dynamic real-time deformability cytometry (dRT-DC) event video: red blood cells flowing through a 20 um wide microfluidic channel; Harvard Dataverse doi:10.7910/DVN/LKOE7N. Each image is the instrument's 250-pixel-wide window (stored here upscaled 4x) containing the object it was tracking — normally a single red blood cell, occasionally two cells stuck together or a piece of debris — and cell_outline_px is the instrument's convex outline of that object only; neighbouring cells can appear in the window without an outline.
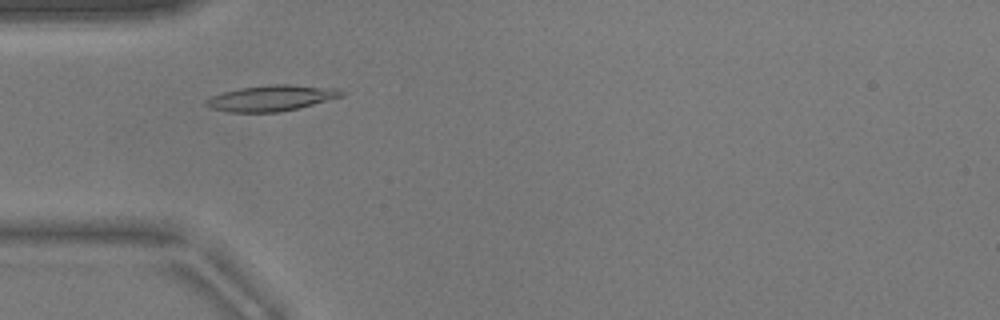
{"species": "common noctule bat (a hibernating species)", "species_latin": "Nyctalus noctula", "temperature_condition": "warm", "stored_images_in_passage": 48, "camera_frame_rate_fps": 3000, "um_per_image_px": 0.085, "animal": {"sex": "male", "body_mass_g": 17.9}, "frame": {"image": 1, "passage_image": 12, "time_ms": 3.667, "image_size_px": [1000, 320], "cell_outline_px": [[344, 96], [300, 108], [280, 112], [228, 112], [212, 108], [204, 104], [204, 100], [212, 96], [224, 92], [240, 88], [268, 84], [288, 84], [340, 88], [344, 92]], "centroid_in_image_um": [23.12, 8.33], "position_along_channel_um": 61.9, "area_um2": 20.58}}
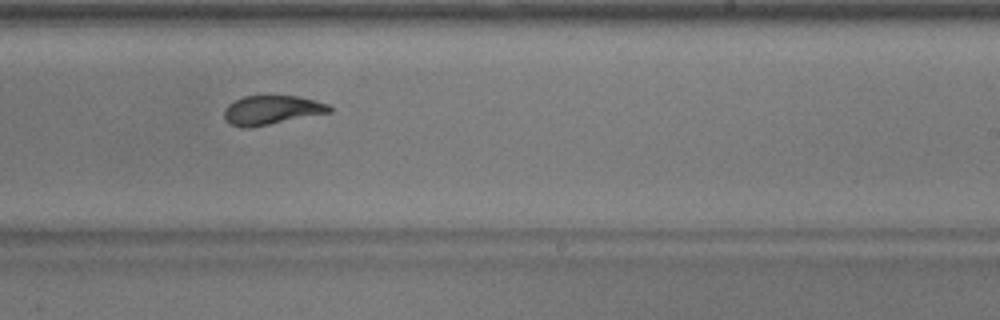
{"frame": {"image": 2, "passage_image": 28, "time_ms": 9.0, "image_size_px": [1000, 320], "cell_outline_px": [[332, 112], [248, 128], [240, 128], [224, 120], [224, 108], [228, 104], [244, 96], [296, 96], [328, 104], [332, 108]], "centroid_in_image_um": [23.06, 9.36], "position_along_channel_um": 265.9, "area_um2": 17.69}}
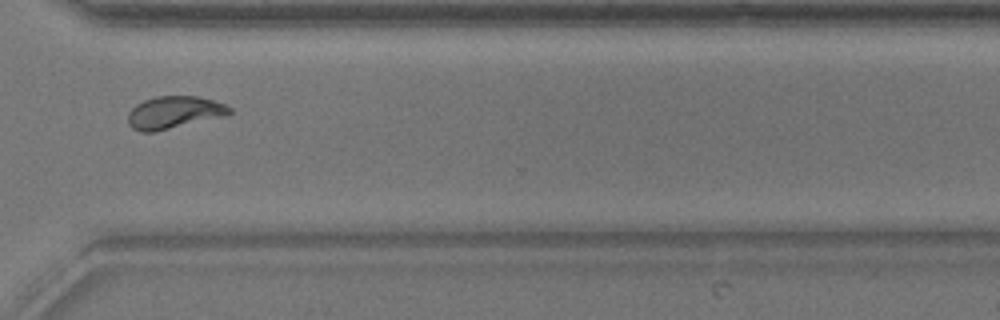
{"frame": {"image": 3, "passage_image": 35, "time_ms": 11.333, "image_size_px": [1000, 320], "cell_outline_px": [[232, 112], [228, 116], [156, 132], [140, 132], [132, 128], [128, 124], [128, 112], [136, 104], [144, 100], [156, 96], [196, 96], [212, 100], [224, 104], [232, 108]], "centroid_in_image_um": [14.81, 9.57], "position_along_channel_um": 355.8, "area_um2": 19.54}, "authors_computed_cell_mechanics": {"area_um2": 19.0162, "velocity_mm_per_s": 3.8408, "shape_relaxation_time_tau1_ms": 3.8344, "shape_relaxation_time_tau2_ms": 1.2282, "deformation_change_tau1": 0.1628, "deformation_change_tau2": 0.0738}}